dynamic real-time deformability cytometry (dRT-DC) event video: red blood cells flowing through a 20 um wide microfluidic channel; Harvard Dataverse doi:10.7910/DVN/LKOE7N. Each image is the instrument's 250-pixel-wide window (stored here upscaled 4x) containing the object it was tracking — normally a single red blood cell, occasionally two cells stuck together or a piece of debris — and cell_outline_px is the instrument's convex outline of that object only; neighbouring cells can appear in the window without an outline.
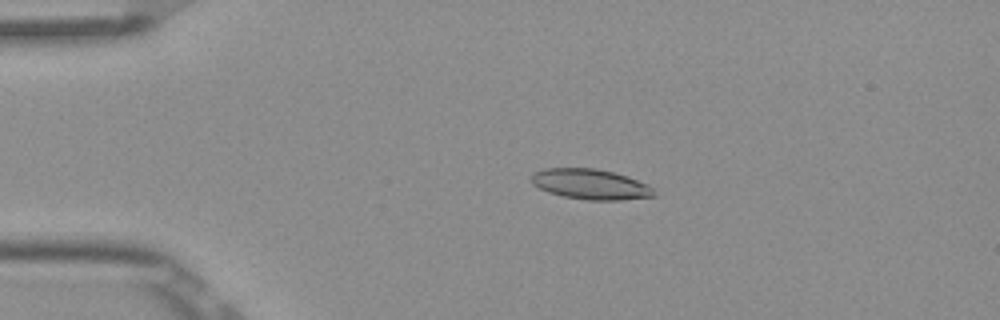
{"species": "Egyptian fruit bat (a non-hibernating species)", "species_latin": "Rousettus aegyptiacus", "temperature_condition": "room temperature", "stored_images_in_passage": 53, "camera_frame_rate_fps": 3000, "um_per_image_px": 0.085, "frame": {"image": 1, "passage_image": 12, "time_ms": 3.667, "image_size_px": [1000, 320], "cell_outline_px": [[656, 196], [620, 200], [588, 200], [564, 196], [548, 192], [532, 184], [532, 172], [544, 168], [596, 168], [628, 176], [648, 184], [652, 188]], "centroid_in_image_um": [50.19, 15.65], "position_along_channel_um": 34.8, "area_um2": 21.68}}
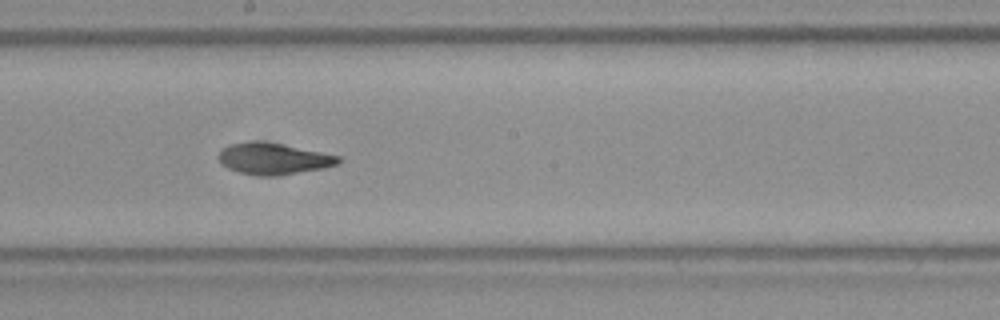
{"frame": {"image": 2, "passage_image": 30, "time_ms": 9.667, "image_size_px": [1000, 320], "cell_outline_px": [[344, 160], [340, 164], [324, 168], [268, 176], [264, 176], [240, 172], [228, 168], [220, 164], [216, 156], [220, 148], [228, 144], [280, 144], [340, 156]], "centroid_in_image_um": [23.24, 13.52], "position_along_channel_um": 225.0, "area_um2": 21.15}}
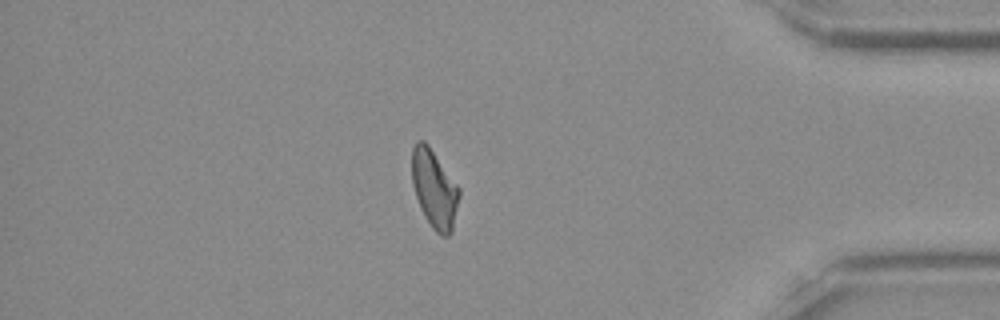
{"frame": {"image": 3, "passage_image": 46, "time_ms": 15.0, "image_size_px": [1000, 320], "cell_outline_px": [[460, 196], [452, 232], [448, 236], [440, 236], [432, 228], [424, 216], [420, 208], [412, 184], [412, 148], [416, 140], [424, 140], [428, 144], [460, 188]], "centroid_in_image_um": [36.92, 16.06], "position_along_channel_um": 398.3, "area_um2": 21.73}, "authors_computed_cell_mechanics": {"area_um2": 21.5016, "velocity_mm_per_s": 3.8751, "shape_relaxation_time_tau1_ms": null, "shape_relaxation_time_tau2_ms": 3.6931, "deformation_change_tau1": null, "deformation_change_tau2": 0.108}}